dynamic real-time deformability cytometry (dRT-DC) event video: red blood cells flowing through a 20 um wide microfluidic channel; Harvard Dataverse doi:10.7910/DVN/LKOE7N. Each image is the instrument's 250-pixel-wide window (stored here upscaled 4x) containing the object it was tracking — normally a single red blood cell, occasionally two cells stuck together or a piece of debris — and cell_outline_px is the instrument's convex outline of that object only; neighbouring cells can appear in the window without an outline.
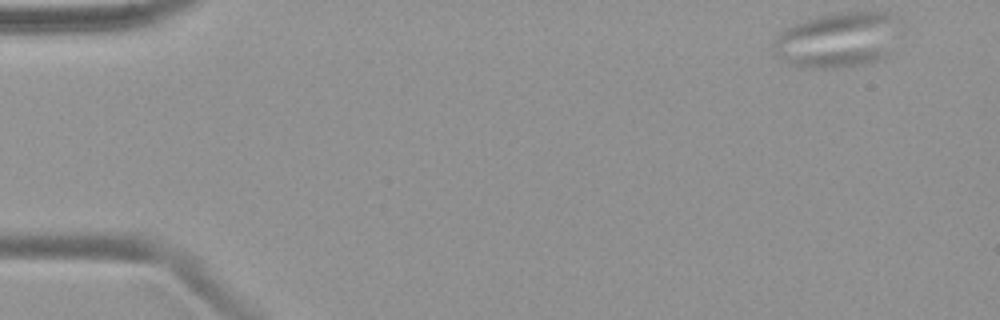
{"species": "common noctule bat (a hibernating species)", "species_latin": "Nyctalus noctula", "temperature_condition": "warm", "stored_images_in_passage": 48, "camera_frame_rate_fps": 3000, "um_per_image_px": 0.085, "animal": {"sex": "female", "body_mass_g": 19.9}, "frame": {"image": 1, "passage_image": 1, "time_ms": 0.0, "image_size_px": [1000, 320], "cell_outline_px": [[908, 24], [892, 52], [876, 60], [860, 64], [832, 68], [816, 68], [792, 64], [772, 56], [768, 52], [772, 44], [788, 28], [796, 24], [816, 16], [832, 12], [884, 12], [900, 16]], "centroid_in_image_um": [71.37, 3.35], "position_along_channel_um": 13.6, "area_um2": 42.08}}
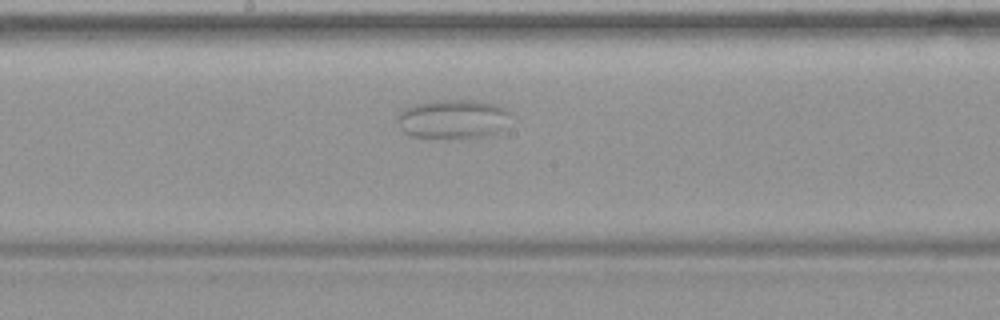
{"frame": {"image": 2, "passage_image": 25, "time_ms": 8.0, "image_size_px": [1000, 320], "cell_outline_px": [[512, 112], [500, 128], [492, 136], [460, 140], [412, 136], [404, 132], [400, 128], [396, 120], [400, 112], [404, 108], [412, 104], [436, 100], [476, 100], [496, 104], [508, 108]], "centroid_in_image_um": [38.49, 10.14], "position_along_channel_um": 209.7, "area_um2": 26.53}}
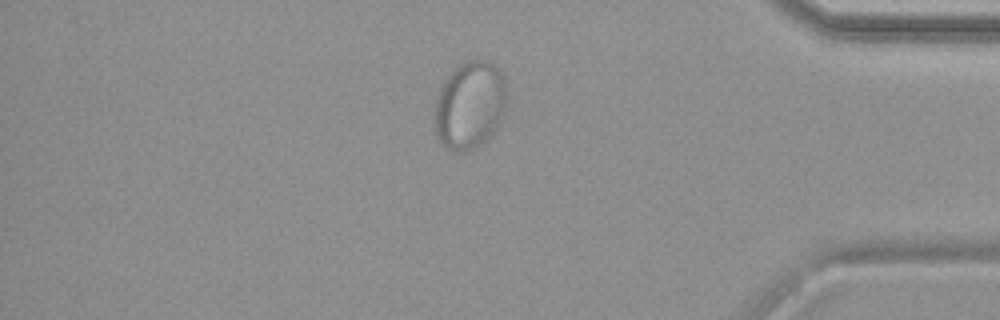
{"frame": {"image": 3, "passage_image": 41, "time_ms": 13.333, "image_size_px": [1000, 320], "cell_outline_px": [[508, 104], [496, 128], [480, 144], [464, 152], [456, 152], [440, 144], [436, 136], [436, 100], [440, 84], [460, 64], [468, 60], [488, 60], [496, 64], [504, 76], [508, 92]], "centroid_in_image_um": [39.97, 8.9], "position_along_channel_um": 395.2, "area_um2": 37.17}}